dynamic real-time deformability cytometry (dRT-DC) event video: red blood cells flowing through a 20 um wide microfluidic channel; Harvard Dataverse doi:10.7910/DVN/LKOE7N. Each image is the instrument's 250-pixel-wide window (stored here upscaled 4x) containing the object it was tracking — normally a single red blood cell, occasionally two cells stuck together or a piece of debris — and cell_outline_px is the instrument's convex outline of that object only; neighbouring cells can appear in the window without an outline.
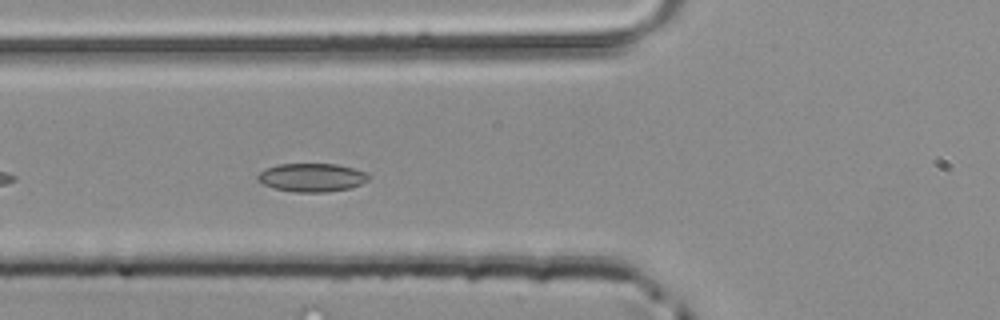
{"species": "common noctule bat (a hibernating species)", "species_latin": "Nyctalus noctula", "temperature_condition": "room temperature", "stored_images_in_passage": 29, "camera_frame_rate_fps": 3000, "um_per_image_px": 0.085, "animal": {"sex": "male", "body_mass_g": 20.4}, "frame": {"image": 1, "passage_image": 5, "time_ms": 1.333, "image_size_px": [1000, 320], "cell_outline_px": [[368, 180], [360, 184], [348, 188], [328, 192], [296, 192], [276, 188], [264, 184], [256, 180], [256, 176], [260, 172], [268, 168], [280, 164], [336, 164], [368, 172]], "centroid_in_image_um": [26.51, 15.08], "position_along_channel_um": 99.3, "area_um2": 18.15}}
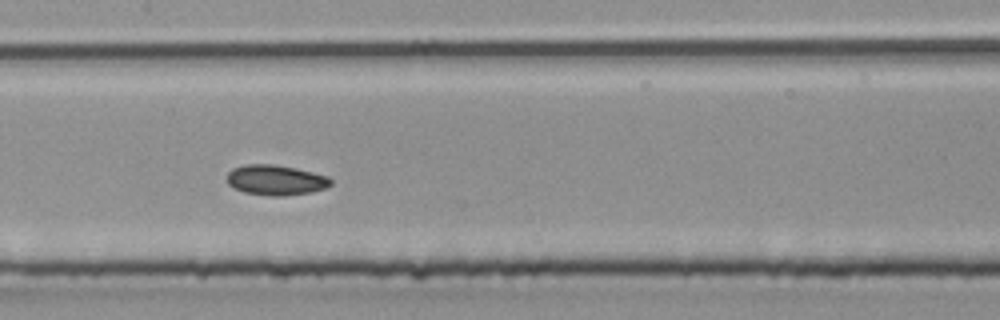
{"frame": {"image": 2, "passage_image": 11, "time_ms": 3.333, "image_size_px": [1000, 320], "cell_outline_px": [[332, 184], [324, 188], [312, 192], [284, 196], [272, 196], [244, 192], [228, 184], [228, 172], [232, 168], [244, 164], [272, 164], [296, 168], [328, 176], [332, 180]], "centroid_in_image_um": [23.45, 15.3], "position_along_channel_um": 184.0, "area_um2": 18.26}}
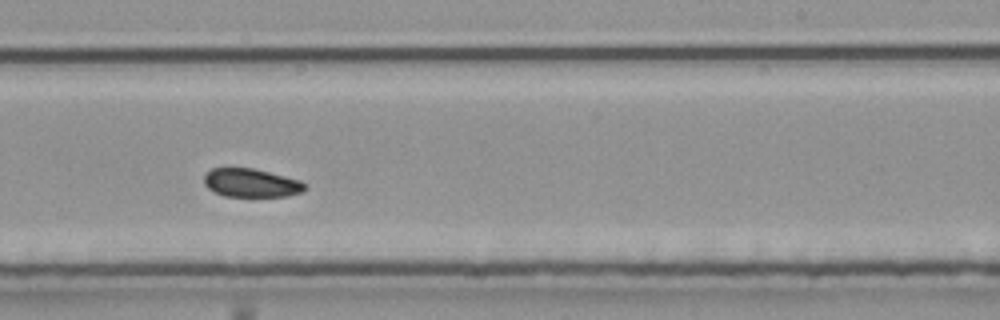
{"frame": {"image": 3, "passage_image": 17, "time_ms": 5.333, "image_size_px": [1000, 320], "cell_outline_px": [[308, 188], [304, 192], [288, 196], [224, 196], [208, 188], [204, 184], [204, 172], [212, 168], [252, 168], [300, 180], [308, 184]], "centroid_in_image_um": [21.38, 15.55], "position_along_channel_um": 267.6, "area_um2": 16.88}}